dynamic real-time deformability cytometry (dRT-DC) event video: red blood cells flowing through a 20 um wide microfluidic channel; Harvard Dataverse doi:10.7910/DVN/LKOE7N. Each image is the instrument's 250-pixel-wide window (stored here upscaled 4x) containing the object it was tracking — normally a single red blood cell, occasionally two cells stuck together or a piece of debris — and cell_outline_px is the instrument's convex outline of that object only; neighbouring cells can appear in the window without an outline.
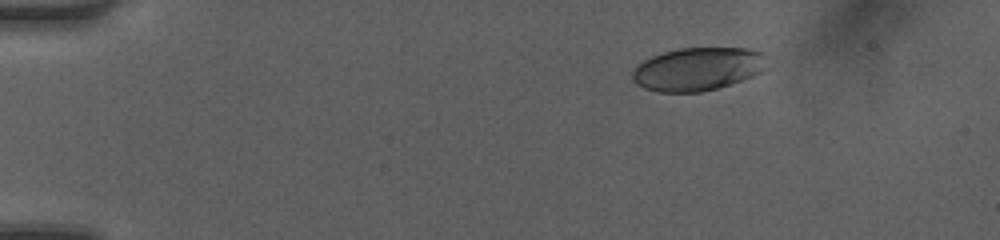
{"species": "human", "species_latin": "Homo sapiens", "temperature_condition": "room temperature", "stored_images_in_passage": 43, "camera_frame_rate_fps": 3000, "um_per_image_px": 0.085, "donor": {"sex": "female"}, "frame": {"image": 1, "passage_image": 2, "time_ms": 0.333, "image_size_px": [1000, 240], "cell_outline_px": [[764, 68], [760, 72], [752, 76], [716, 88], [700, 92], [660, 92], [644, 88], [632, 76], [632, 72], [644, 60], [652, 56], [664, 52], [680, 48], [748, 48], [764, 52]], "centroid_in_image_um": [59.32, 5.85], "position_along_channel_um": 25.7, "area_um2": 33.23}}
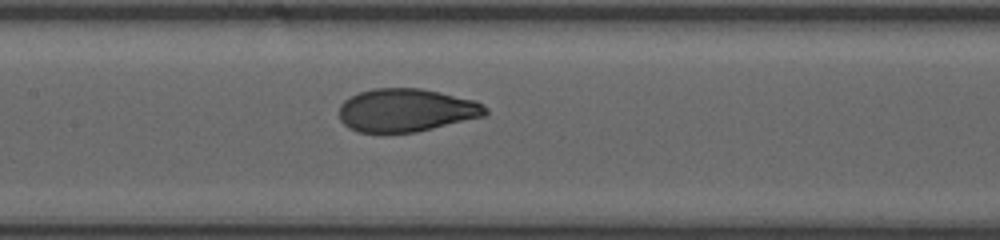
{"frame": {"image": 2, "passage_image": 19, "time_ms": 6.0, "image_size_px": [1000, 240], "cell_outline_px": [[488, 112], [484, 116], [416, 132], [360, 132], [348, 128], [340, 120], [340, 104], [344, 100], [360, 92], [372, 88], [420, 88], [440, 92], [476, 100], [484, 104], [488, 108]], "centroid_in_image_um": [34.55, 9.36], "position_along_channel_um": 172.9, "area_um2": 36.76}}
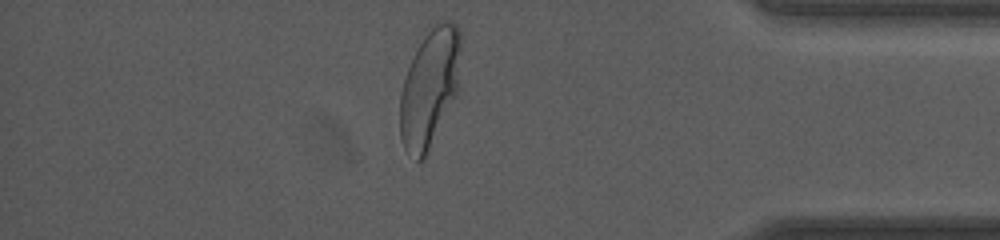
{"frame": {"image": 3, "passage_image": 37, "time_ms": 12.0, "image_size_px": [1000, 240], "cell_outline_px": [[460, 48], [456, 96], [424, 160], [416, 160], [404, 148], [400, 140], [400, 92], [404, 76], [420, 44], [436, 20], [444, 20], [456, 24], [460, 32]], "centroid_in_image_um": [36.5, 7.49], "position_along_channel_um": 398.7, "area_um2": 41.5}, "authors_computed_cell_mechanics": {"area_um2": 37.3966, "velocity_mm_per_s": 4.2081, "shape_relaxation_time_tau1_ms": 5.534, "shape_relaxation_time_tau2_ms": null, "deformation_change_tau1": 0.2113, "deformation_change_tau2": null}}